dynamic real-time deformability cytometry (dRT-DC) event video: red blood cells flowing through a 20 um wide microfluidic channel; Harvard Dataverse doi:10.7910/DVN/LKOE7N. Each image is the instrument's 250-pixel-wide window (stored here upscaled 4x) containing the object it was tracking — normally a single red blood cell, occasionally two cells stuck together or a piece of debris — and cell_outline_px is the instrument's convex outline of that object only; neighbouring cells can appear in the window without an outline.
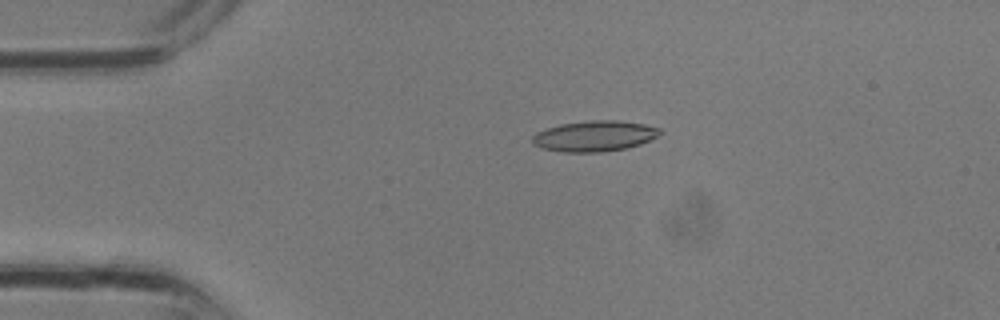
{"species": "common noctule bat (a hibernating species)", "species_latin": "Nyctalus noctula", "temperature_condition": "room temperature", "stored_images_in_passage": 13, "camera_frame_rate_fps": 3000, "um_per_image_px": 0.085, "animal": {"sex": "male", "body_mass_g": 13.3}, "frame": {"image": 1, "passage_image": 7, "time_ms": 2.0, "image_size_px": [1000, 320], "cell_outline_px": [[660, 132], [656, 136], [640, 144], [628, 148], [604, 152], [560, 152], [540, 148], [532, 144], [532, 136], [536, 132], [560, 124], [588, 120], [620, 120], [644, 124], [660, 128]], "centroid_in_image_um": [50.49, 11.57], "position_along_channel_um": 34.5, "area_um2": 22.95}}
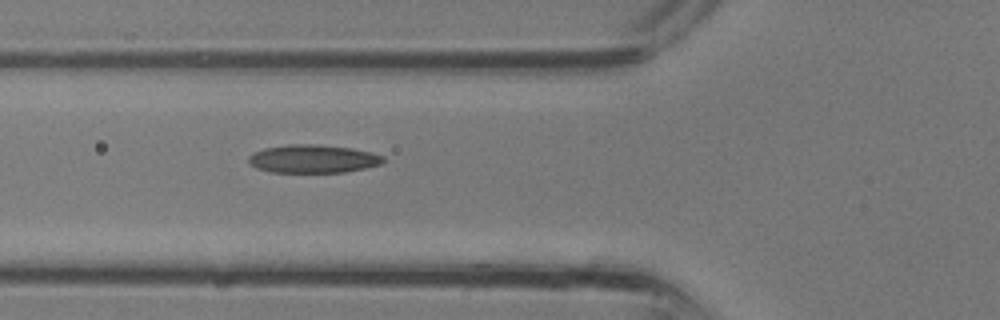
{"frame": {"image": 2, "passage_image": 12, "time_ms": 3.667, "image_size_px": [1000, 320], "cell_outline_px": [[384, 160], [380, 164], [364, 168], [344, 172], [268, 172], [256, 168], [248, 160], [248, 156], [252, 152], [264, 148], [288, 144], [316, 144], [352, 148], [372, 152], [384, 156]], "centroid_in_image_um": [26.58, 13.49], "position_along_channel_um": 99.2, "area_um2": 22.2}}